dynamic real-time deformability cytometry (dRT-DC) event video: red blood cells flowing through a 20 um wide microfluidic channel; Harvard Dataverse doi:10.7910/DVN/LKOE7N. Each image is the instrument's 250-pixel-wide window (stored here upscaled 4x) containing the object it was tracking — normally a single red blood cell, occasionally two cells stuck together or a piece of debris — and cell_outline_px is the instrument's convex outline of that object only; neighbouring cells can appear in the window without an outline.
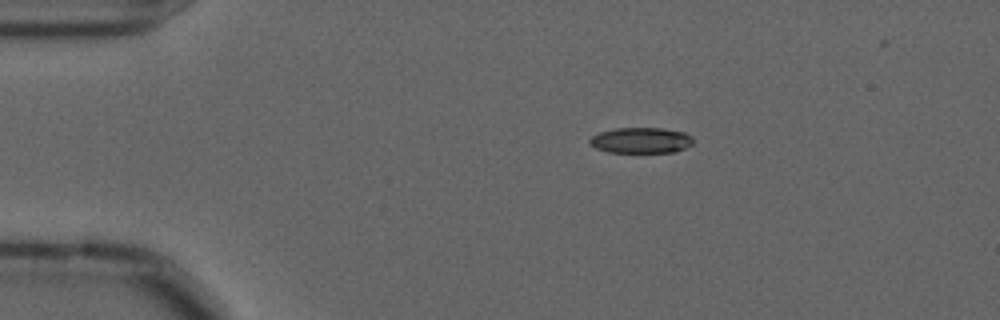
{"species": "common noctule bat (a hibernating species)", "species_latin": "Nyctalus noctula", "temperature_condition": "cold", "stored_images_in_passage": 43, "camera_frame_rate_fps": 3000, "um_per_image_px": 0.085, "animal": {"sex": "male", "forearm_length_mm": 52.5}, "frame": {"image": 1, "passage_image": 1, "time_ms": 0.0, "image_size_px": [1000, 320], "cell_outline_px": [[692, 144], [676, 152], [608, 152], [596, 148], [588, 144], [588, 140], [592, 136], [600, 132], [616, 128], [660, 128], [684, 132], [692, 136]], "centroid_in_image_um": [54.46, 11.93], "position_along_channel_um": 30.5, "area_um2": 15.49}}
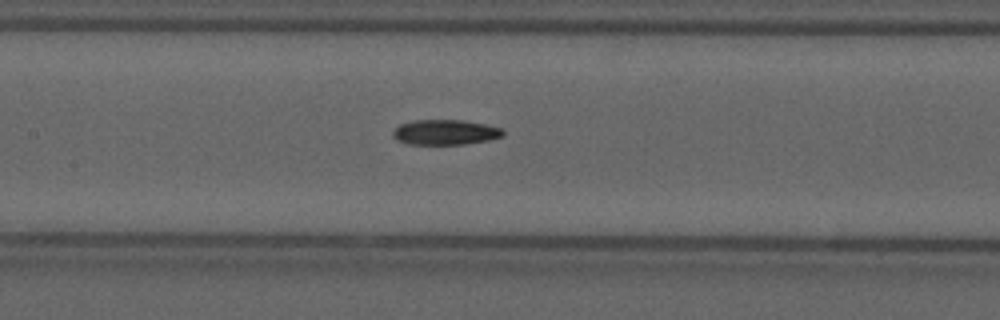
{"frame": {"image": 2, "passage_image": 17, "time_ms": 5.333, "image_size_px": [1000, 320], "cell_outline_px": [[504, 136], [464, 144], [408, 144], [396, 140], [392, 136], [392, 132], [400, 124], [416, 120], [464, 120], [484, 124], [500, 128], [504, 132]], "centroid_in_image_um": [37.8, 11.24], "position_along_channel_um": 169.6, "area_um2": 15.95}}
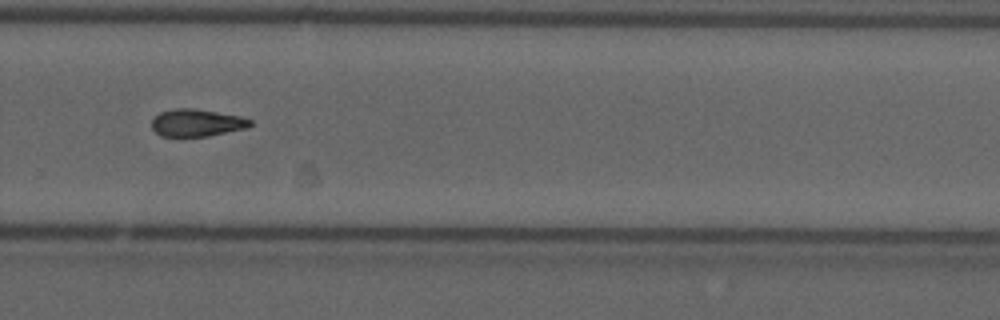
{"frame": {"image": 3, "passage_image": 29, "time_ms": 9.333, "image_size_px": [1000, 320], "cell_outline_px": [[252, 124], [248, 128], [208, 136], [160, 136], [152, 128], [152, 120], [160, 112], [176, 108], [188, 108], [216, 112], [240, 116], [252, 120]], "centroid_in_image_um": [16.74, 10.44], "position_along_channel_um": 313.1, "area_um2": 15.55}, "authors_computed_cell_mechanics": {"area_um2": 15.9528, "velocity_mm_per_s": 3.6033, "shape_relaxation_time_tau1_ms": 6.1389, "shape_relaxation_time_tau2_ms": null, "deformation_change_tau1": 0.1439, "deformation_change_tau2": null}}